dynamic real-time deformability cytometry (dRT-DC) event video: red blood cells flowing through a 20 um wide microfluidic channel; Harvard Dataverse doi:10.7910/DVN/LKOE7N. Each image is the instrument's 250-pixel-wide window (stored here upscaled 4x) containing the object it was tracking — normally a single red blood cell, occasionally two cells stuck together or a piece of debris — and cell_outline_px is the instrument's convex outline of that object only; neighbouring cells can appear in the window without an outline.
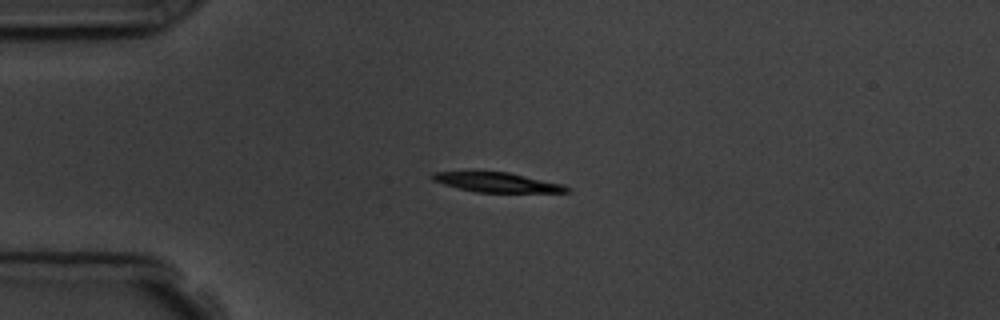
{"species": "common noctule bat (a hibernating species)", "species_latin": "Nyctalus noctula", "temperature_condition": "room temperature", "stored_images_in_passage": 6, "camera_frame_rate_fps": 3000, "um_per_image_px": 0.085, "animal": {"sex": "male", "body_mass_g": 19.5, "forearm_length_mm": 54.6}, "frame": {"image": 1, "passage_image": 3, "time_ms": 3.333, "image_size_px": [1000, 320], "cell_outline_px": [[572, 188], [568, 192], [476, 192], [444, 184], [432, 180], [428, 176], [432, 172], [508, 172], [564, 184]], "centroid_in_image_um": [42.27, 15.5], "position_along_channel_um": 42.7, "area_um2": 15.26}}